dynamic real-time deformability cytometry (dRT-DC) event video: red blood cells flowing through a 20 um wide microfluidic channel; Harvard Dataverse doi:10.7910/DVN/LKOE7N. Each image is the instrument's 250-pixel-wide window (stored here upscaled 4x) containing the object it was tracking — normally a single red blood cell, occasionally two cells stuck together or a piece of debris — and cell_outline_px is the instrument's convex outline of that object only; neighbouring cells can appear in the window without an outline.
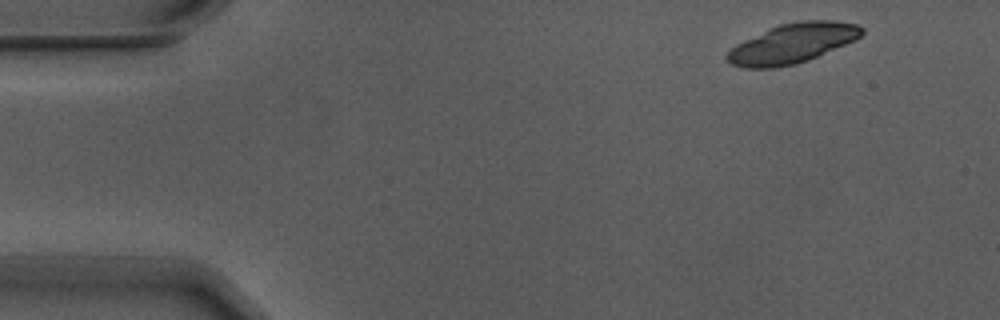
{"species": "Egyptian fruit bat (a non-hibernating species)", "species_latin": "Rousettus aegyptiacus", "temperature_condition": "warm", "stored_images_in_passage": 4, "camera_frame_rate_fps": 3000, "um_per_image_px": 0.085, "animal": {"sex": "male"}, "frame": {"image": 1, "passage_image": 1, "time_ms": 0.0, "image_size_px": [1000, 320], "cell_outline_px": [[864, 32], [856, 40], [808, 60], [776, 68], [744, 68], [732, 64], [724, 56], [736, 44], [744, 40], [780, 24], [800, 20], [832, 20], [856, 24], [864, 28]], "centroid_in_image_um": [67.38, 3.68], "position_along_channel_um": 17.6, "area_um2": 30.92}}